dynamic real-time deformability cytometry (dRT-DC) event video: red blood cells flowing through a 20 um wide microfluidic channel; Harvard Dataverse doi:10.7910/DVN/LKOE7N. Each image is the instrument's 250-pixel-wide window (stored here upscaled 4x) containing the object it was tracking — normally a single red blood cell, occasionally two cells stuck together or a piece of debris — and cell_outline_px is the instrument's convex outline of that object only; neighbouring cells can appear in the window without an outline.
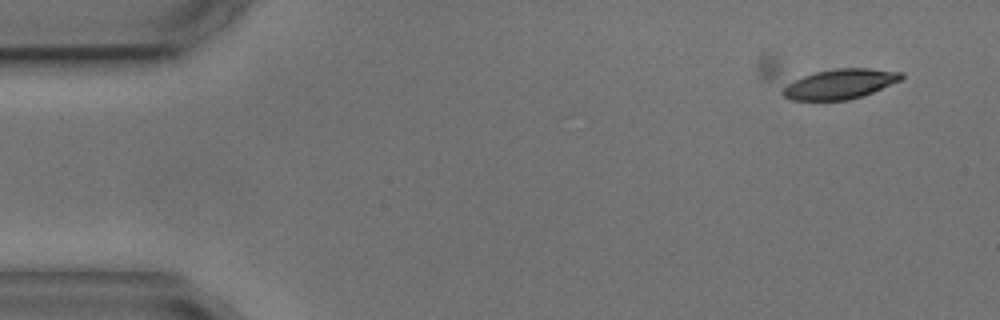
{"species": "common noctule bat (a hibernating species)", "species_latin": "Nyctalus noctula", "temperature_condition": "cold", "stored_images_in_passage": 6, "camera_frame_rate_fps": 3000, "um_per_image_px": 0.085, "animal": {"sex": "male", "body_mass_g": 17.9, "forearm_length_mm": 54.2}, "frame": {"image": 1, "passage_image": 3, "time_ms": 2.333, "image_size_px": [1000, 320], "cell_outline_px": [[904, 76], [900, 80], [872, 92], [848, 100], [792, 100], [784, 96], [764, 80], [756, 72], [756, 68], [760, 56], [776, 56], [904, 72]], "centroid_in_image_um": [69.89, 6.69], "position_along_channel_um": 15.1, "area_um2": 32.08}}
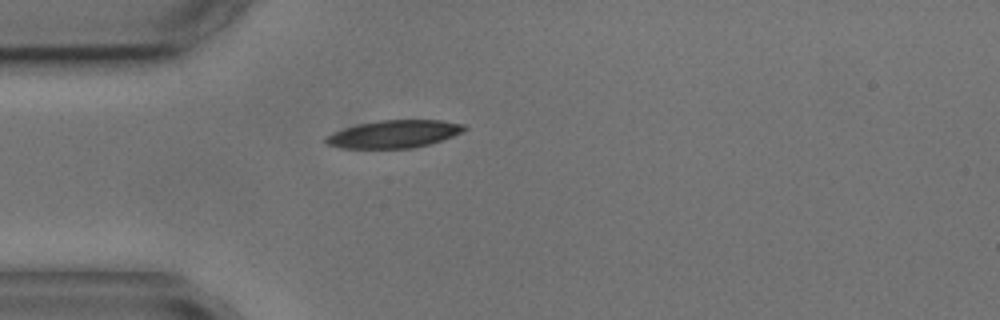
{"frame": {"image": 2, "passage_image": 6, "time_ms": 6.0, "image_size_px": [1000, 320], "cell_outline_px": [[468, 128], [464, 132], [428, 144], [412, 148], [340, 148], [328, 144], [324, 140], [332, 132], [356, 124], [380, 120], [440, 120], [464, 124]], "centroid_in_image_um": [33.5, 11.38], "position_along_channel_um": 51.5, "area_um2": 22.25}}